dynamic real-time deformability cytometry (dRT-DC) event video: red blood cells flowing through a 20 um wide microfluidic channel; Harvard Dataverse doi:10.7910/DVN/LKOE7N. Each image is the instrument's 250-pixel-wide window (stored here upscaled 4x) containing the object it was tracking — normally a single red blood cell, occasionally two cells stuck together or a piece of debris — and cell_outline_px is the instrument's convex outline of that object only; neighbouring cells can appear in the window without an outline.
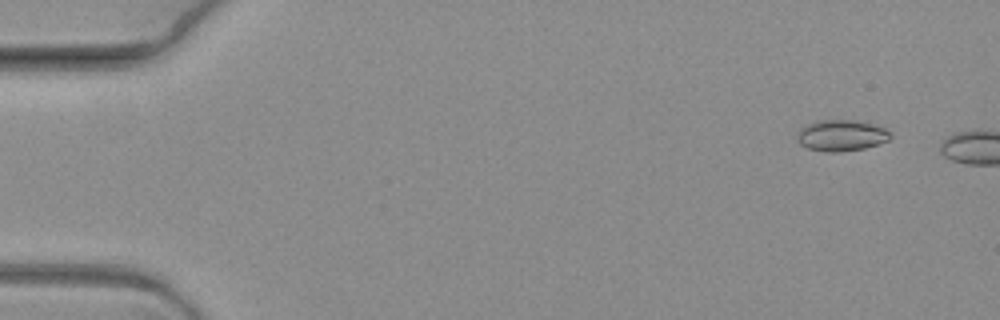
{"species": "common noctule bat (a hibernating species)", "species_latin": "Nyctalus noctula", "temperature_condition": "warm", "stored_images_in_passage": 3, "camera_frame_rate_fps": 3000, "um_per_image_px": 0.085, "animal": {"sex": "female", "body_mass_g": 19.3, "forearm_length_mm": 54.1}, "frame": {"image": 1, "passage_image": 2, "time_ms": 0.333, "image_size_px": [1000, 320], "cell_outline_px": [[892, 136], [888, 140], [864, 148], [840, 152], [828, 152], [808, 148], [800, 144], [796, 140], [796, 136], [800, 128], [816, 120], [856, 120], [872, 124], [884, 128], [892, 132]], "centroid_in_image_um": [71.49, 11.51], "position_along_channel_um": 13.5, "area_um2": 16.99}}